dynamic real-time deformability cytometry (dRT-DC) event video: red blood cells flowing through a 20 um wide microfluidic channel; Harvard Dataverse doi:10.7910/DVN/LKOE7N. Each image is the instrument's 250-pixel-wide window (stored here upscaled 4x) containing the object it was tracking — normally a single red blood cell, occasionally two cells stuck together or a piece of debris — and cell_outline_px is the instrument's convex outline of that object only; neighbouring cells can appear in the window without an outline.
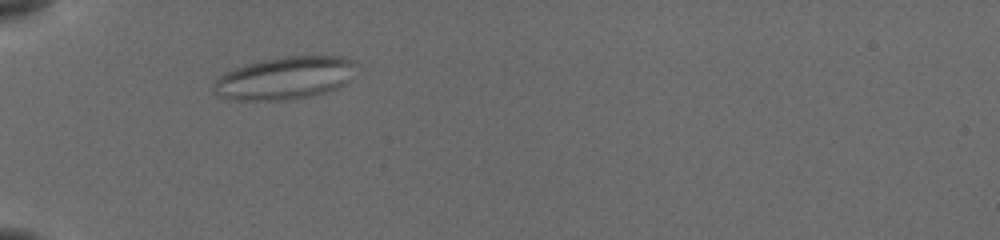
{"species": "common noctule bat (a hibernating species)", "species_latin": "Nyctalus noctula", "temperature_condition": "cold", "stored_images_in_passage": 40, "camera_frame_rate_fps": 3000, "um_per_image_px": 0.085, "animal": {"sex": "female", "body_mass_g": 19.5, "forearm_length_mm": 54.1}, "frame": {"image": 1, "passage_image": 3, "time_ms": 0.667, "image_size_px": [1000, 240], "cell_outline_px": [[348, 60], [340, 84], [336, 88], [324, 92], [308, 96], [288, 100], [244, 100], [228, 96], [216, 84], [216, 80], [228, 72], [236, 68], [260, 60], [284, 56], [340, 56]], "centroid_in_image_um": [24.13, 6.62], "position_along_channel_um": 60.9, "area_um2": 32.6}}
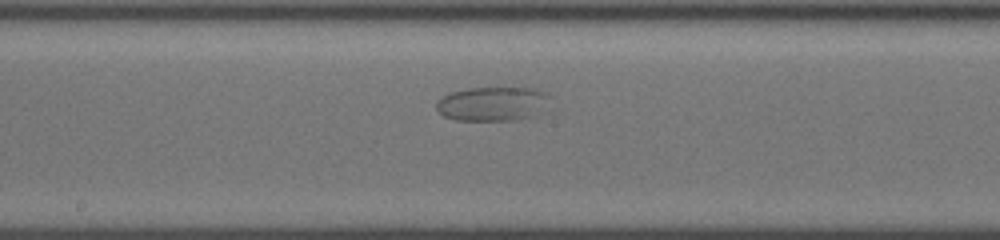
{"frame": {"image": 2, "passage_image": 16, "time_ms": 5.0, "image_size_px": [1000, 240], "cell_outline_px": [[544, 92], [528, 116], [504, 120], [456, 120], [444, 116], [436, 108], [436, 104], [444, 96], [452, 92], [468, 88], [536, 88]], "centroid_in_image_um": [41.58, 8.8], "position_along_channel_um": 206.6, "area_um2": 20.75}}
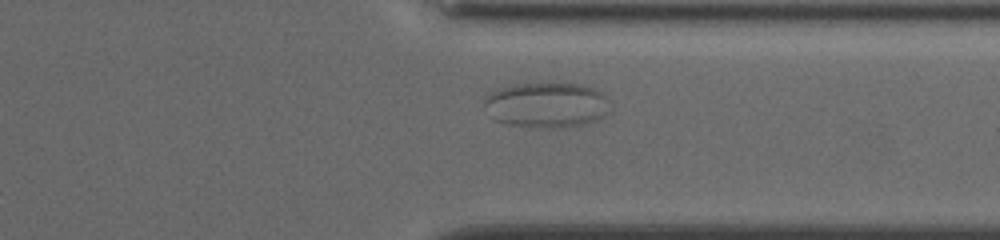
{"frame": {"image": 3, "passage_image": 29, "time_ms": 9.333, "image_size_px": [1000, 240], "cell_outline_px": [[608, 112], [596, 120], [564, 128], [548, 128], [508, 124], [496, 120], [484, 104], [484, 100], [492, 92], [508, 84], [548, 80], [580, 84], [592, 88], [600, 92], [604, 96]], "centroid_in_image_um": [46.43, 8.86], "position_along_channel_um": 365.0, "area_um2": 33.47}}